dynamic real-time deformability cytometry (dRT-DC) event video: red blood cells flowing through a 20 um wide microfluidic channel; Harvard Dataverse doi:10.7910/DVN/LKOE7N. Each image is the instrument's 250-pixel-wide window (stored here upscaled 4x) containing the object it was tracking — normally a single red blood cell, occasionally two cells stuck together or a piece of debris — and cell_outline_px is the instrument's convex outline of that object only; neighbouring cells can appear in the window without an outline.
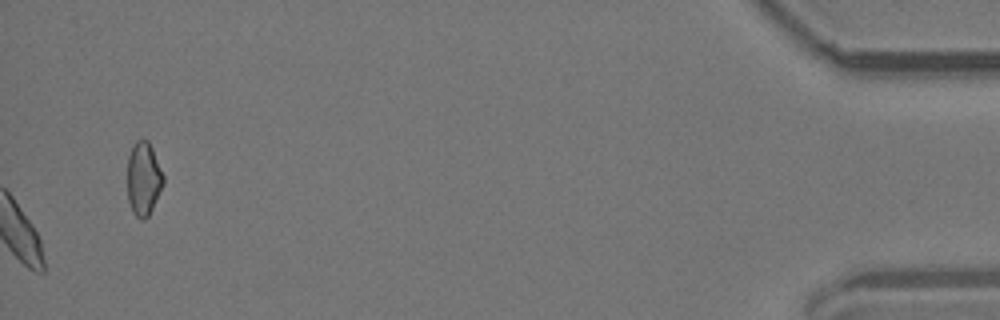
{"species": "common noctule bat (a hibernating species)", "species_latin": "Nyctalus noctula", "temperature_condition": "room temperature", "stored_images_in_passage": 54, "camera_frame_rate_fps": 3000, "um_per_image_px": 0.085, "animal": {"sex": "male", "body_mass_g": 19.2, "forearm_length_mm": 51.8}, "frame": {"image": 1, "passage_image": 54, "time_ms": 17.667, "image_size_px": [1000, 320], "cell_outline_px": [[164, 184], [148, 216], [144, 220], [140, 220], [132, 212], [128, 200], [128, 156], [132, 144], [136, 140], [148, 140], [152, 148], [164, 176]], "centroid_in_image_um": [12.19, 15.19], "position_along_channel_um": 423.0, "area_um2": 15.43}, "authors_computed_cell_mechanics": {"area_um2": 18.0625, "velocity_mm_per_s": 3.7907, "shape_relaxation_time_tau1_ms": 6.4524, "shape_relaxation_time_tau2_ms": 3.4732, "deformation_change_tau1": 0.1188, "deformation_change_tau2": 0.0638}}